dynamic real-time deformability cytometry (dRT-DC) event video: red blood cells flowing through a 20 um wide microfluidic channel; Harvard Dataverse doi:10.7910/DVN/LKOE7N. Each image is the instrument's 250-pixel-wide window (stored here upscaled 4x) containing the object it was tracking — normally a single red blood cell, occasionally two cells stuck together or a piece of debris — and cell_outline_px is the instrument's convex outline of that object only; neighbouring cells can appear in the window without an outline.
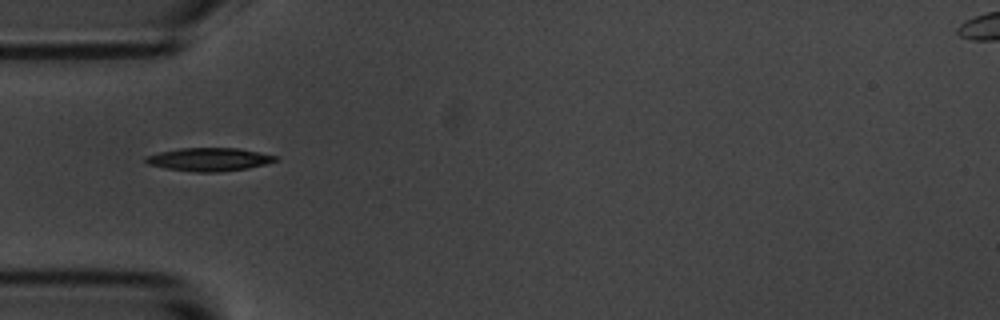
{"species": "common noctule bat (a hibernating species)", "species_latin": "Nyctalus noctula", "temperature_condition": "room temperature", "stored_images_in_passage": 11, "camera_frame_rate_fps": 3000, "um_per_image_px": 0.085, "animal": {"sex": "male", "body_mass_g": 20.1, "forearm_length_mm": 53.5}, "frame": {"image": 1, "passage_image": 1, "time_ms": 0.0, "image_size_px": [1000, 320], "cell_outline_px": [[280, 160], [248, 168], [216, 172], [196, 172], [164, 168], [148, 164], [144, 160], [144, 156], [160, 152], [180, 148], [236, 148], [280, 156]], "centroid_in_image_um": [17.78, 13.55], "position_along_channel_um": 67.2, "area_um2": 17.57}}
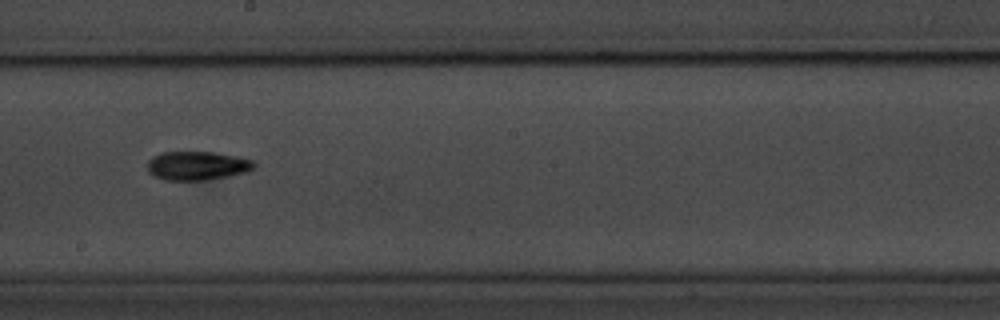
{"frame": {"image": 2, "passage_image": 5, "time_ms": 4.667, "image_size_px": [1000, 320], "cell_outline_px": [[256, 164], [252, 168], [244, 172], [228, 176], [204, 180], [164, 180], [148, 172], [148, 160], [152, 156], [160, 152], [216, 152], [236, 156], [252, 160]], "centroid_in_image_um": [16.72, 14.07], "position_along_channel_um": 231.5, "area_um2": 17.8}}
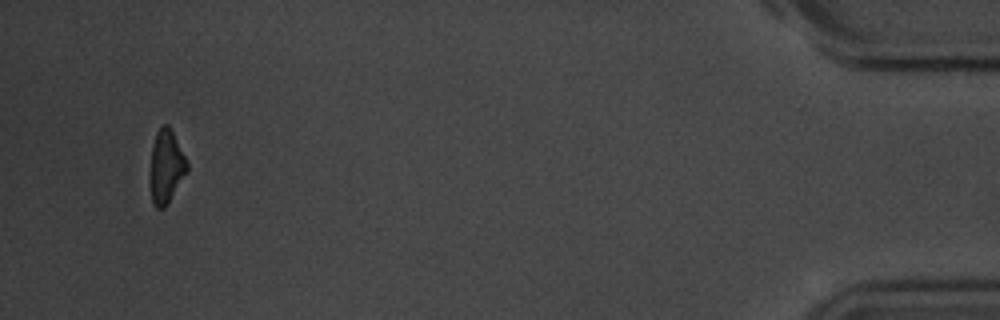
{"frame": {"image": 3, "passage_image": 11, "time_ms": 12.333, "image_size_px": [1000, 320], "cell_outline_px": [[188, 172], [164, 208], [156, 208], [152, 204], [148, 180], [152, 148], [156, 132], [164, 124], [168, 124], [188, 164]], "centroid_in_image_um": [14.08, 14.22], "position_along_channel_um": 421.1, "area_um2": 15.9}, "authors_computed_cell_mechanics": {"area_um2": 17.1088, "velocity_mm_per_s": 3.502, "shape_relaxation_time_tau1_ms": 1.5925, "shape_relaxation_time_tau2_ms": 7.5196, "deformation_change_tau1": 0.0905, "deformation_change_tau2": 0.1125}}